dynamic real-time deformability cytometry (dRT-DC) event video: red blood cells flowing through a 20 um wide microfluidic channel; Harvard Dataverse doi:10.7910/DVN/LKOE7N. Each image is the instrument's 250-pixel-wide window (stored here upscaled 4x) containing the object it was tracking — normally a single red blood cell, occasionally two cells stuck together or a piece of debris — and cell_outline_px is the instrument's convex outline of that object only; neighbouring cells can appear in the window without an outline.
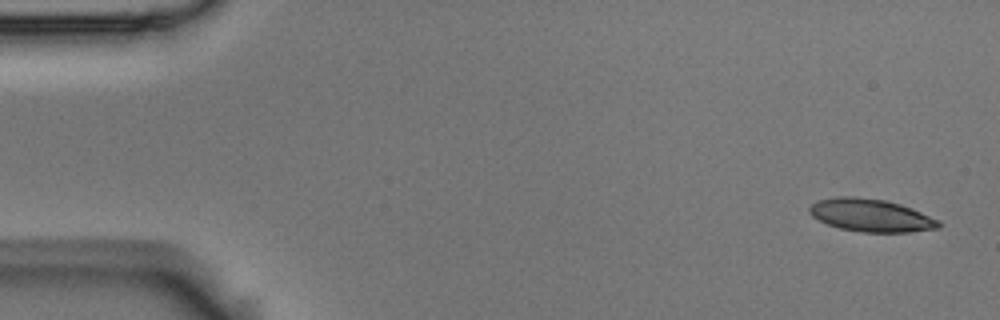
{"species": "Egyptian fruit bat (a non-hibernating species)", "species_latin": "Rousettus aegyptiacus", "temperature_condition": "room temperature", "stored_images_in_passage": 5, "segment_of_instrument_passage": [1, 2], "camera_frame_rate_fps": 3000, "um_per_image_px": 0.085, "animal": {"sex": "male"}, "frame": {"image": 1, "passage_image": 1, "time_ms": 0.0, "image_size_px": [1000, 320], "cell_outline_px": [[944, 224], [940, 228], [908, 232], [860, 232], [840, 228], [828, 224], [812, 216], [808, 212], [808, 208], [812, 204], [820, 200], [836, 196], [856, 196], [884, 200], [900, 204], [940, 220]], "centroid_in_image_um": [74.05, 18.3], "position_along_channel_um": 11.0, "area_um2": 24.68}}